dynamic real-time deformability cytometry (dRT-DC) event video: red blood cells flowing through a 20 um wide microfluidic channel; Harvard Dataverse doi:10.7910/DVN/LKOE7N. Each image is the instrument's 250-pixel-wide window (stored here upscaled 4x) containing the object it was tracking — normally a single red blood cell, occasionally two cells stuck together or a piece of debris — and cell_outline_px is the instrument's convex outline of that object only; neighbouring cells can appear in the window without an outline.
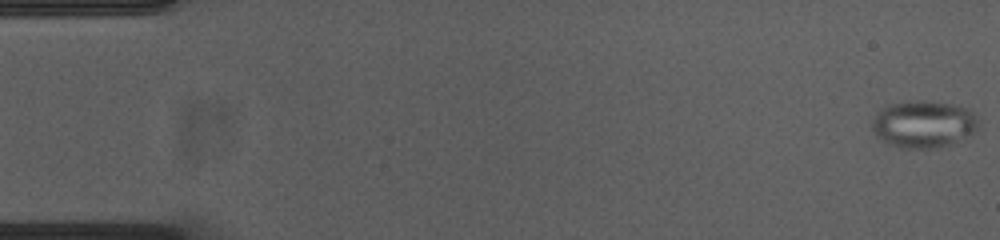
{"species": "common noctule bat (a hibernating species)", "species_latin": "Nyctalus noctula", "temperature_condition": "cold", "stored_images_in_passage": 55, "camera_frame_rate_fps": 3000, "um_per_image_px": 0.085, "animal": {"sex": "female", "body_mass_g": 23.0, "forearm_length_mm": 53.4}, "frame": {"image": 1, "passage_image": 1, "time_ms": 0.0, "image_size_px": [1000, 240], "cell_outline_px": [[980, 124], [972, 136], [952, 144], [936, 148], [900, 148], [888, 144], [872, 128], [872, 120], [880, 108], [892, 104], [952, 104], [972, 108], [980, 120]], "centroid_in_image_um": [78.61, 10.61], "position_along_channel_um": 6.4, "area_um2": 28.73}}
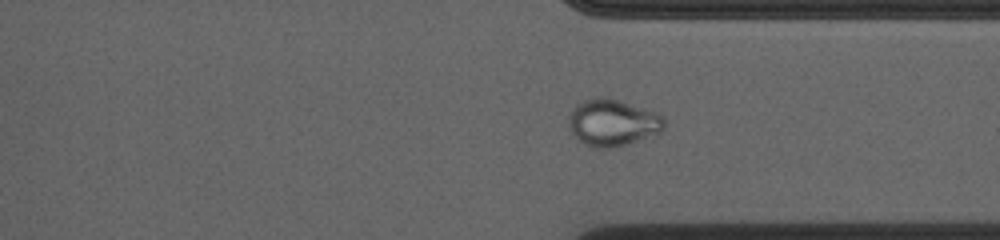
{"frame": {"image": 2, "passage_image": 41, "time_ms": 13.333, "image_size_px": [1000, 240], "cell_outline_px": [[664, 128], [660, 132], [624, 144], [608, 148], [596, 148], [584, 144], [568, 128], [568, 116], [576, 104], [584, 100], [596, 96], [608, 96], [620, 100], [664, 116]], "centroid_in_image_um": [52.02, 10.39], "position_along_channel_um": 359.4, "area_um2": 25.84}}
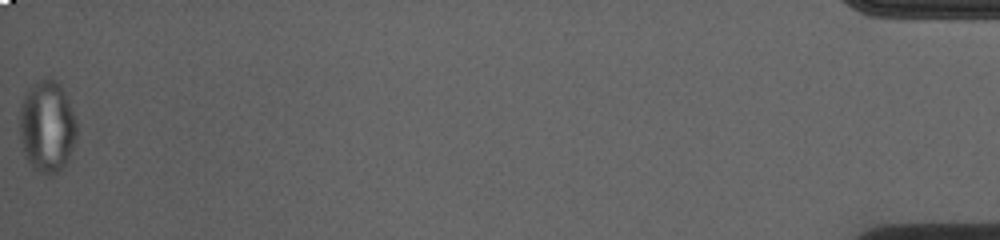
{"frame": {"image": 3, "passage_image": 55, "time_ms": 18.0, "image_size_px": [1000, 240], "cell_outline_px": [[76, 140], [68, 160], [64, 168], [52, 176], [48, 176], [32, 168], [28, 164], [24, 156], [20, 140], [20, 108], [24, 96], [28, 88], [36, 80], [48, 76], [56, 80], [60, 84], [68, 100], [76, 120]], "centroid_in_image_um": [3.99, 10.77], "position_along_channel_um": 431.2, "area_um2": 31.21}, "authors_computed_cell_mechanics": {"area_um2": 27.2816, "velocity_mm_per_s": 3.7261, "shape_relaxation_time_tau1_ms": null, "shape_relaxation_time_tau2_ms": 1.9732, "deformation_change_tau1": null, "deformation_change_tau2": 0.0369}}